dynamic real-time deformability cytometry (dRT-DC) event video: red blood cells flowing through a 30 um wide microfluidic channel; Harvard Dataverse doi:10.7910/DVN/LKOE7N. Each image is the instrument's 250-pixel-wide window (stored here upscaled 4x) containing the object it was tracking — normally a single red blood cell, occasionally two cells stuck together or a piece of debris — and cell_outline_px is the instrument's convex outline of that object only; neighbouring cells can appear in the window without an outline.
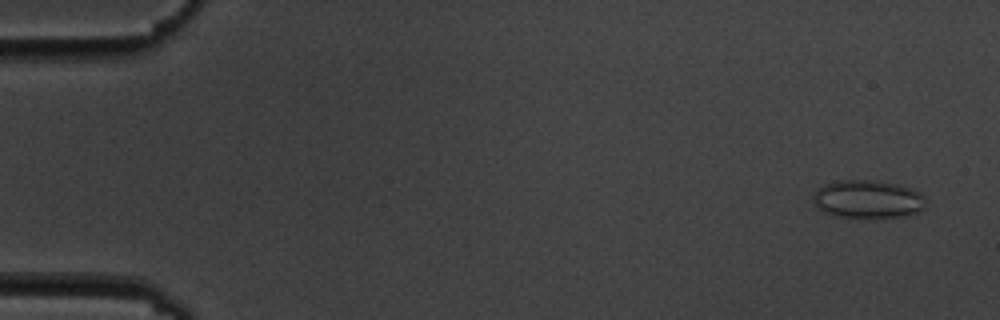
{"species": "common noctule bat (a hibernating species)", "species_latin": "Nyctalus noctula", "temperature_condition": "cold", "stored_images_in_passage": 4, "camera_frame_rate_fps": 3000, "um_per_image_px": 0.085, "animal": {"sex": "male", "body_mass_g": 19.5, "forearm_length_mm": 54.6}, "frame": {"image": 1, "passage_image": 1, "time_ms": 0.0, "image_size_px": [1000, 320], "cell_outline_px": [[924, 208], [920, 212], [908, 216], [840, 216], [824, 212], [812, 200], [812, 196], [824, 184], [840, 180], [880, 180], [896, 184], [920, 192], [924, 196]], "centroid_in_image_um": [73.79, 16.91], "position_along_channel_um": 11.2, "area_um2": 24.57}}
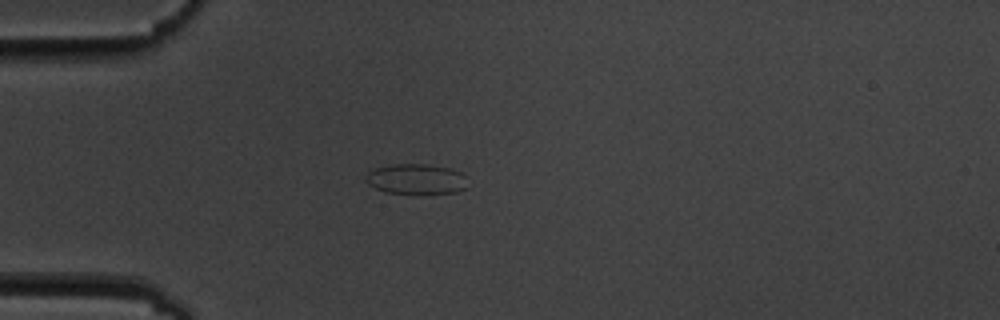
{"frame": {"image": 2, "passage_image": 4, "time_ms": 4.333, "image_size_px": [1000, 320], "cell_outline_px": [[468, 176], [464, 188], [456, 192], [428, 196], [384, 192], [368, 184], [364, 180], [364, 176], [368, 172], [376, 168], [392, 164], [424, 164], [452, 168]], "centroid_in_image_um": [35.39, 15.26], "position_along_channel_um": 49.6, "area_um2": 18.73}}